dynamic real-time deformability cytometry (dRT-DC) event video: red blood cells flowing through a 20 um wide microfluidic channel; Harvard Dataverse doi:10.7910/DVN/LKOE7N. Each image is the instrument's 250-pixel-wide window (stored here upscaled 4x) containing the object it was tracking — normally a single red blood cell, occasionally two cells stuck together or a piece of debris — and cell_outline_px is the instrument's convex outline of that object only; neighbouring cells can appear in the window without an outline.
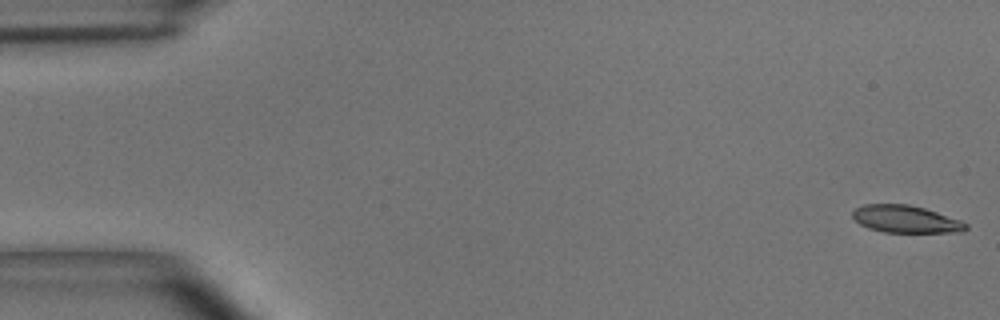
{"species": "common noctule bat (a hibernating species)", "species_latin": "Nyctalus noctula", "temperature_condition": "room temperature", "stored_images_in_passage": 54, "camera_frame_rate_fps": 3000, "um_per_image_px": 0.085, "animal": {"sex": "male", "body_mass_g": 15.6}, "frame": {"image": 1, "passage_image": 1, "time_ms": 0.0, "image_size_px": [1000, 320], "cell_outline_px": [[968, 228], [964, 232], [884, 232], [868, 228], [860, 224], [852, 216], [852, 212], [856, 208], [864, 204], [908, 204], [924, 208], [960, 220], [968, 224]], "centroid_in_image_um": [76.99, 18.63], "position_along_channel_um": 8.0, "area_um2": 17.98}}
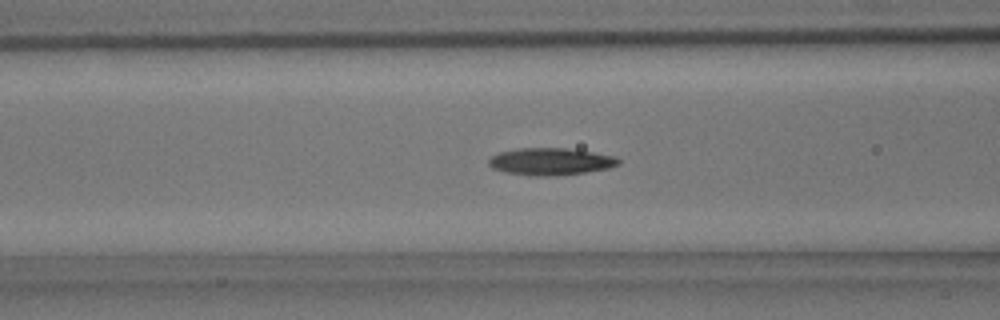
{"frame": {"image": 2, "passage_image": 21, "time_ms": 6.667, "image_size_px": [1000, 320], "cell_outline_px": [[620, 164], [608, 168], [584, 172], [556, 176], [528, 176], [504, 172], [492, 168], [488, 164], [488, 160], [492, 156], [500, 152], [520, 148], [564, 148], [592, 152], [616, 156], [620, 160]], "centroid_in_image_um": [46.78, 13.74], "position_along_channel_um": 119.8, "area_um2": 20.58}}
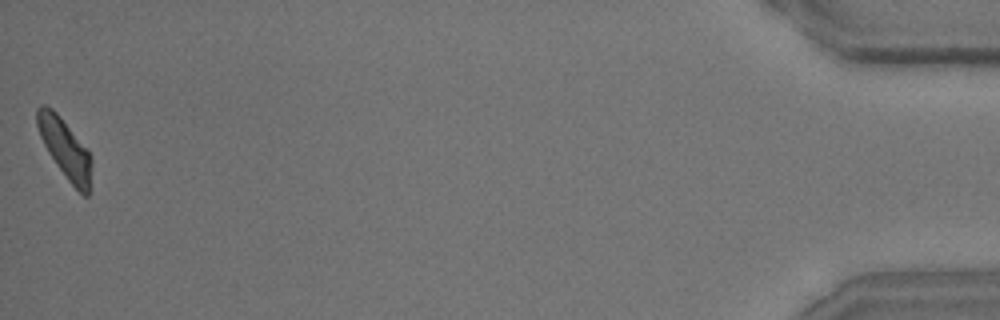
{"frame": {"image": 3, "passage_image": 54, "time_ms": 17.667, "image_size_px": [1000, 320], "cell_outline_px": [[92, 164], [88, 196], [84, 196], [68, 180], [48, 152], [40, 136], [36, 124], [36, 108], [40, 104], [44, 104], [52, 108], [60, 116], [92, 156]], "centroid_in_image_um": [5.51, 12.59], "position_along_channel_um": 429.7, "area_um2": 18.55}, "authors_computed_cell_mechanics": {"area_um2": 19.1896, "velocity_mm_per_s": 3.6723, "shape_relaxation_time_tau1_ms": 6.3617, "shape_relaxation_time_tau2_ms": 4.5062, "deformation_change_tau1": 0.1669, "deformation_change_tau2": 0.124}}